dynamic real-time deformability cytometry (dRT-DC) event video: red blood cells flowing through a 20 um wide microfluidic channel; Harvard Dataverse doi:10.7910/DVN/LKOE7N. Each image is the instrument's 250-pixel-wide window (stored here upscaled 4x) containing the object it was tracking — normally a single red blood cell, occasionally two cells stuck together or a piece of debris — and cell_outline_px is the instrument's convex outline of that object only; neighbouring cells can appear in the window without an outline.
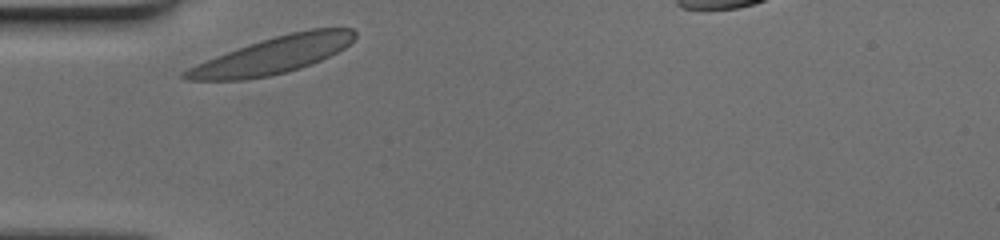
{"species": "human", "species_latin": "Homo sapiens", "temperature_condition": "cold", "stored_images_in_passage": 26, "camera_frame_rate_fps": 3000, "um_per_image_px": 0.085, "donor": {"sex": "female"}, "frame": {"image": 1, "passage_image": 1, "time_ms": 0.0, "image_size_px": [1000, 240], "cell_outline_px": [[356, 36], [344, 48], [320, 60], [300, 68], [268, 76], [240, 80], [188, 80], [180, 76], [180, 72], [196, 64], [260, 40], [292, 32], [312, 28], [352, 28], [356, 32]], "centroid_in_image_um": [23.18, 4.7], "position_along_channel_um": 61.8, "area_um2": 35.72}}
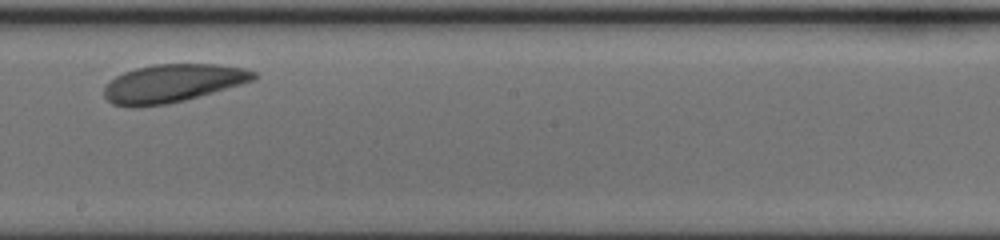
{"frame": {"image": 2, "passage_image": 15, "time_ms": 4.667, "image_size_px": [1000, 240], "cell_outline_px": [[256, 80], [184, 100], [168, 104], [132, 108], [128, 108], [112, 104], [104, 96], [104, 88], [116, 76], [124, 72], [136, 68], [156, 64], [216, 64], [244, 68], [256, 72]], "centroid_in_image_um": [14.66, 7.09], "position_along_channel_um": 233.5, "area_um2": 33.18}}
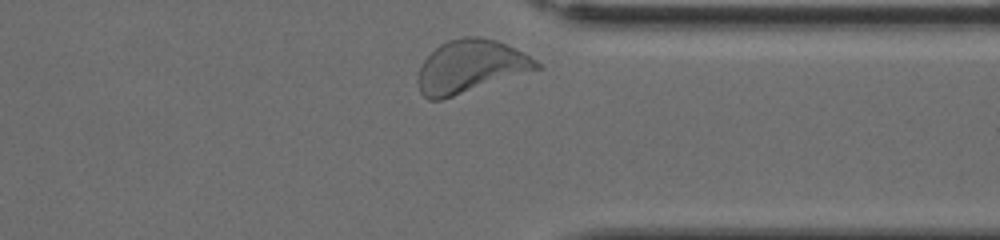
{"frame": {"image": 3, "passage_image": 26, "time_ms": 8.333, "image_size_px": [1000, 240], "cell_outline_px": [[544, 68], [440, 100], [428, 100], [420, 92], [416, 80], [420, 68], [424, 60], [440, 44], [448, 40], [464, 36], [480, 36], [504, 44], [536, 60]], "centroid_in_image_um": [39.97, 5.67], "position_along_channel_um": 371.4, "area_um2": 36.18}}